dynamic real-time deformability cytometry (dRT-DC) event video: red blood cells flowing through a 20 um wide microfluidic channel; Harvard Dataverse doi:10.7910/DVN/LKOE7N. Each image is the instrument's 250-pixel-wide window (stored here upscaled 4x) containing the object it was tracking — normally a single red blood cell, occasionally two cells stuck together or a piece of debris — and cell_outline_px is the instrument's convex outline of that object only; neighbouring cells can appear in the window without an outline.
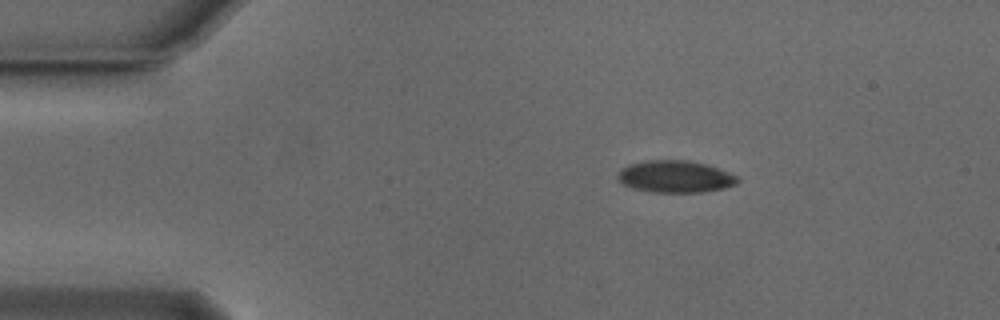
{"species": "Egyptian fruit bat (a non-hibernating species)", "species_latin": "Rousettus aegyptiacus", "temperature_condition": "cold", "stored_images_in_passage": 45, "camera_frame_rate_fps": 3000, "um_per_image_px": 0.085, "animal": {"sex": "male"}, "frame": {"image": 1, "passage_image": 1, "time_ms": 0.0, "image_size_px": [1000, 320], "cell_outline_px": [[740, 180], [736, 184], [724, 188], [704, 192], [652, 192], [632, 188], [624, 184], [616, 176], [620, 168], [628, 164], [648, 160], [692, 160], [708, 164], [728, 172], [736, 176]], "centroid_in_image_um": [57.39, 15.0], "position_along_channel_um": 27.6, "area_um2": 22.54}}
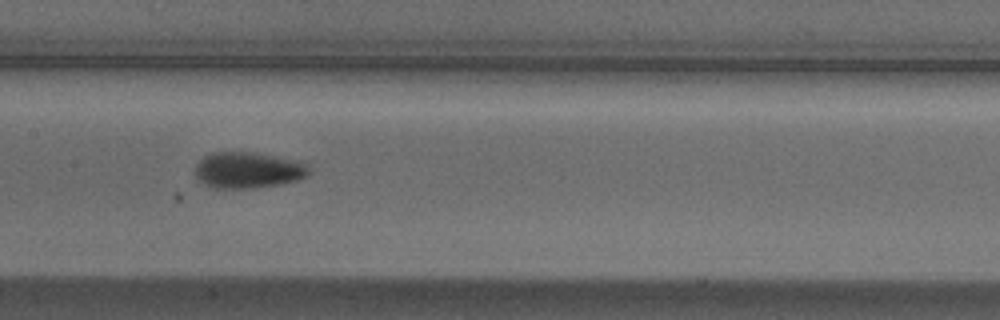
{"frame": {"image": 2, "passage_image": 18, "time_ms": 5.667, "image_size_px": [1000, 320], "cell_outline_px": [[308, 176], [296, 180], [280, 184], [252, 188], [216, 188], [204, 184], [196, 180], [196, 164], [204, 156], [212, 152], [248, 152], [296, 160], [308, 164]], "centroid_in_image_um": [21.05, 14.47], "position_along_channel_um": 186.4, "area_um2": 23.81}}
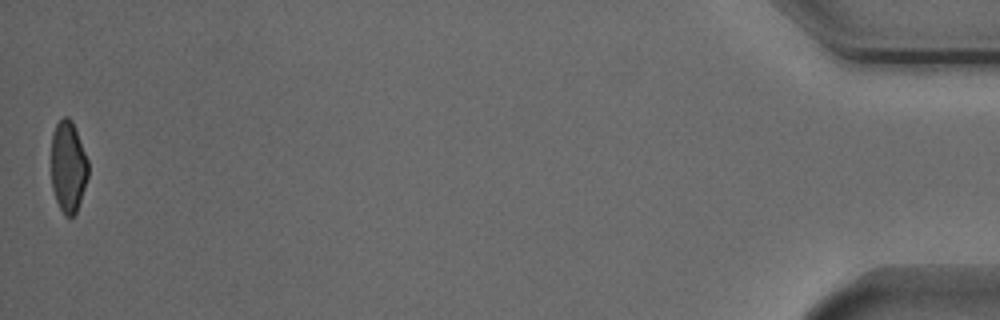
{"frame": {"image": 3, "passage_image": 45, "time_ms": 14.667, "image_size_px": [1000, 320], "cell_outline_px": [[88, 176], [76, 212], [72, 216], [64, 216], [56, 200], [52, 188], [52, 132], [56, 124], [64, 116], [68, 116], [72, 120], [88, 160]], "centroid_in_image_um": [5.79, 14.15], "position_along_channel_um": 429.4, "area_um2": 19.54}, "authors_computed_cell_mechanics": {"area_um2": 22.542, "velocity_mm_per_s": 3.8168, "shape_relaxation_time_tau1_ms": 2.6262, "shape_relaxation_time_tau2_ms": 11.1926, "deformation_change_tau1": 0.0949, "deformation_change_tau2": 0.1213}}